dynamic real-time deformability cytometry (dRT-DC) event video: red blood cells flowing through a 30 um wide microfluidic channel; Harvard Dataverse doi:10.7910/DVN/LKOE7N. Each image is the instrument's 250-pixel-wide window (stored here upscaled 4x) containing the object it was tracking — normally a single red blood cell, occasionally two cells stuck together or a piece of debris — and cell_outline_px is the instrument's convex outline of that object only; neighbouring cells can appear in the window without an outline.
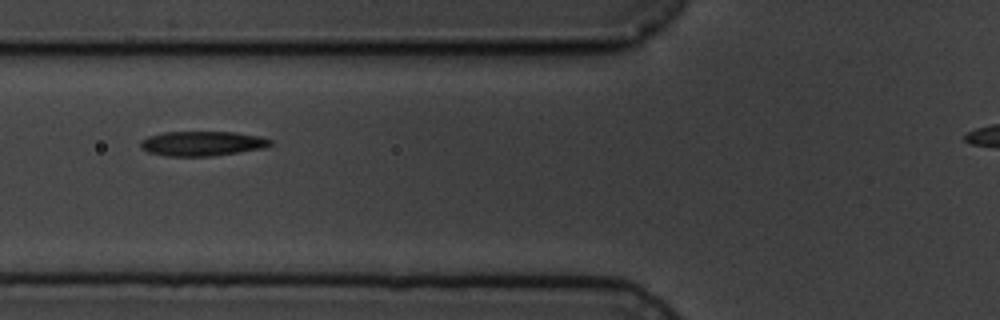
{"species": "common noctule bat (a hibernating species)", "species_latin": "Nyctalus noctula", "temperature_condition": "cold", "stored_images_in_passage": 5, "camera_frame_rate_fps": 3000, "um_per_image_px": 0.085, "animal": {"sex": "male", "body_mass_g": 19.5, "forearm_length_mm": 54.6}, "frame": {"image": 1, "passage_image": 3, "time_ms": 2.333, "image_size_px": [1000, 320], "cell_outline_px": [[272, 144], [268, 148], [212, 156], [168, 156], [148, 152], [140, 148], [140, 140], [148, 136], [164, 132], [236, 132], [260, 136], [272, 140]], "centroid_in_image_um": [17.21, 12.2], "position_along_channel_um": 108.6, "area_um2": 18.9}}
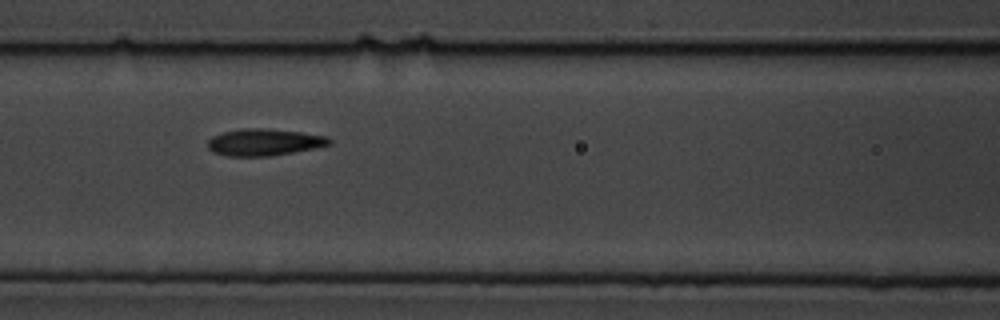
{"frame": {"image": 2, "passage_image": 4, "time_ms": 3.333, "image_size_px": [1000, 320], "cell_outline_px": [[332, 144], [292, 152], [268, 156], [228, 156], [212, 152], [208, 148], [208, 140], [212, 136], [224, 132], [244, 128], [268, 128], [300, 132], [328, 136], [332, 140]], "centroid_in_image_um": [22.45, 12.08], "position_along_channel_um": 144.2, "area_um2": 18.96}}
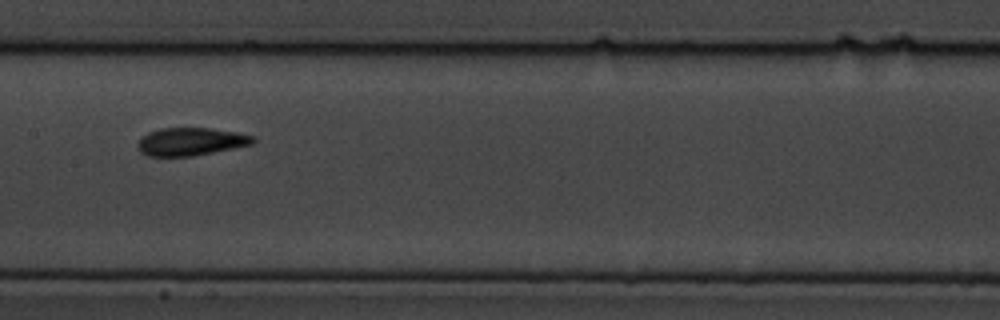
{"frame": {"image": 3, "passage_image": 5, "time_ms": 4.667, "image_size_px": [1000, 320], "cell_outline_px": [[256, 140], [252, 144], [192, 156], [148, 156], [140, 152], [136, 148], [136, 144], [148, 132], [160, 128], [212, 128], [236, 132], [256, 136]], "centroid_in_image_um": [16.2, 12.03], "position_along_channel_um": 191.2, "area_um2": 18.73}}